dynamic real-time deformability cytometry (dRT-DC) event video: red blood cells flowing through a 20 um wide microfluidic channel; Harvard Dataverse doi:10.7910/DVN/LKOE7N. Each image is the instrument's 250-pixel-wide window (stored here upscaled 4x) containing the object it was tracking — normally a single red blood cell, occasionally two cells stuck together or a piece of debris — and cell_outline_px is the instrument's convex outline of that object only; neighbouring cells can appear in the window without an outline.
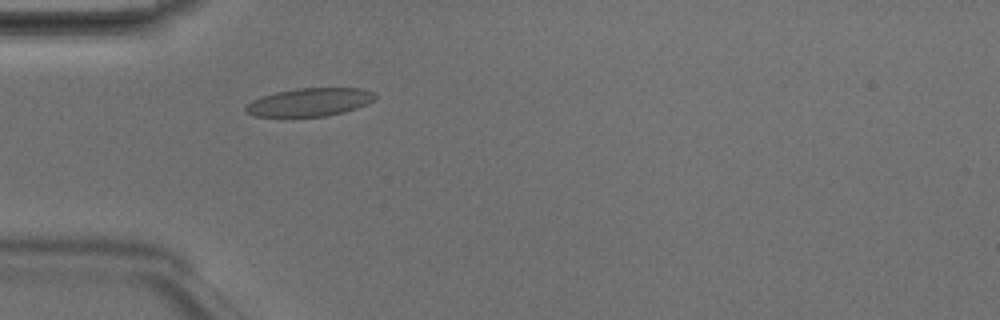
{"species": "Egyptian fruit bat (a non-hibernating species)", "species_latin": "Rousettus aegyptiacus", "temperature_condition": "room temperature", "stored_images_in_passage": 4, "camera_frame_rate_fps": 3000, "um_per_image_px": 0.085, "animal": {"sex": "male"}, "frame": {"image": 1, "passage_image": 4, "time_ms": 1.0, "image_size_px": [1000, 320], "cell_outline_px": [[376, 96], [372, 100], [356, 108], [344, 112], [324, 116], [252, 116], [244, 112], [244, 108], [252, 100], [276, 92], [296, 88], [360, 88], [372, 92]], "centroid_in_image_um": [26.27, 8.68], "position_along_channel_um": 58.7, "area_um2": 20.92}}